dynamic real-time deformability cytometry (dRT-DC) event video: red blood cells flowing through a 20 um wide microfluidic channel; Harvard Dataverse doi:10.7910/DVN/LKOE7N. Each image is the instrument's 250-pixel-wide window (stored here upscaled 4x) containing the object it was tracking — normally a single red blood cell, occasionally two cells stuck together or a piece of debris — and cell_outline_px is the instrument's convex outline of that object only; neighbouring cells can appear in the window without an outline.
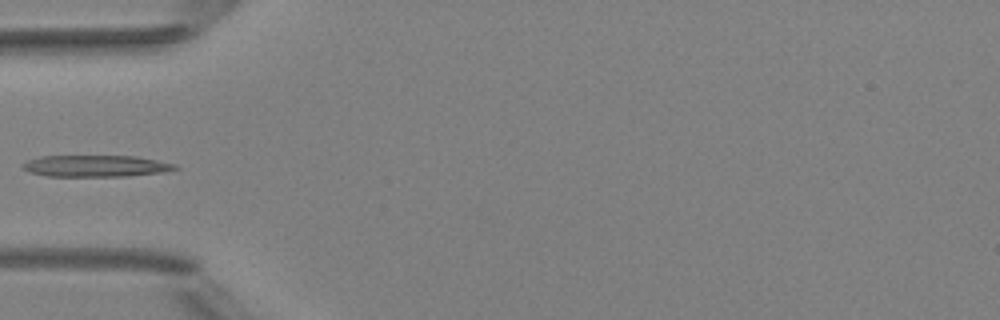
{"species": "Egyptian fruit bat (a non-hibernating species)", "species_latin": "Rousettus aegyptiacus", "temperature_condition": "room temperature", "stored_images_in_passage": 5, "camera_frame_rate_fps": 3000, "um_per_image_px": 0.085, "animal": {"sex": "female"}, "frame": {"image": 1, "passage_image": 5, "time_ms": 4.333, "image_size_px": [1000, 320], "cell_outline_px": [[180, 168], [164, 172], [128, 176], [48, 176], [32, 172], [24, 168], [20, 164], [28, 160], [40, 156], [136, 156], [176, 164]], "centroid_in_image_um": [8.18, 14.1], "position_along_channel_um": 76.8, "area_um2": 19.07}}